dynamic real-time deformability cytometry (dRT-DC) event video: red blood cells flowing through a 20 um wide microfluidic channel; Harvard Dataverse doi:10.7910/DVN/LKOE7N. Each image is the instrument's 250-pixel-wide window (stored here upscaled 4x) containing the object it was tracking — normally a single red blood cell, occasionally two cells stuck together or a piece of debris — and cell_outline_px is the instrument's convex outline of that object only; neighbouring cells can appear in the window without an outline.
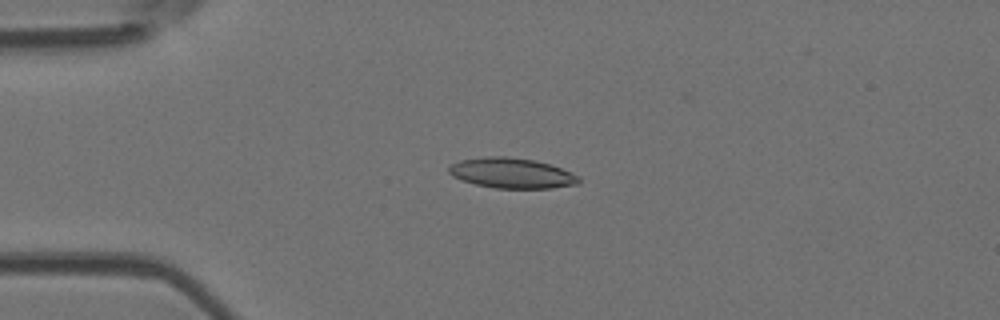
{"species": "Egyptian fruit bat (a non-hibernating species)", "species_latin": "Rousettus aegyptiacus", "temperature_condition": "room temperature", "stored_images_in_passage": 3, "camera_frame_rate_fps": 3000, "um_per_image_px": 0.085, "animal": {"sex": "female"}, "frame": {"image": 1, "passage_image": 2, "time_ms": 1.333, "image_size_px": [1000, 320], "cell_outline_px": [[580, 184], [552, 188], [496, 188], [476, 184], [452, 176], [448, 172], [448, 168], [452, 164], [460, 160], [488, 156], [504, 156], [536, 160], [552, 164], [580, 176]], "centroid_in_image_um": [43.55, 14.71], "position_along_channel_um": 41.5, "area_um2": 23.0}}